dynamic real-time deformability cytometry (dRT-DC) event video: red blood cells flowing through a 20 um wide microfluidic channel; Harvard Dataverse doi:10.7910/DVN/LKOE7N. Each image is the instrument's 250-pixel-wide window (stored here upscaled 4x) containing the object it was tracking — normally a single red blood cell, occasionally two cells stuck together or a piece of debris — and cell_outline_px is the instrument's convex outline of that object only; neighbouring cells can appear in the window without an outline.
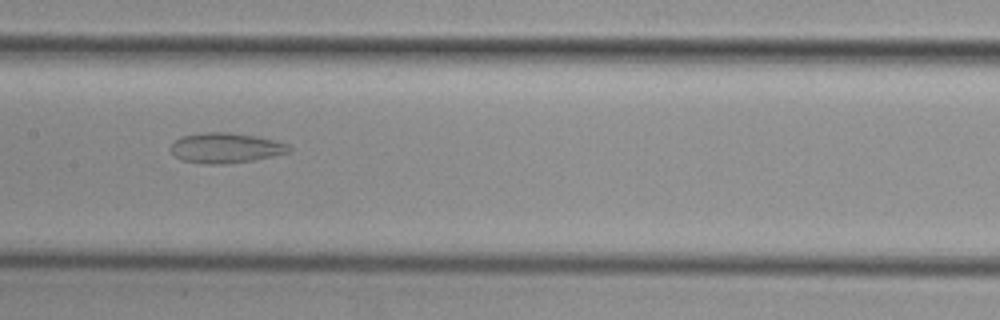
{"species": "common noctule bat (a hibernating species)", "species_latin": "Nyctalus noctula", "temperature_condition": "cold", "stored_images_in_passage": 54, "camera_frame_rate_fps": 3000, "um_per_image_px": 0.085, "animal": {"sex": "female", "body_mass_g": 29.2, "forearm_length_mm": 56.3}, "frame": {"image": 1, "passage_image": 27, "time_ms": 8.667, "image_size_px": [1000, 320], "cell_outline_px": [[292, 148], [288, 152], [272, 156], [252, 160], [224, 164], [208, 164], [180, 160], [168, 148], [180, 136], [204, 132], [228, 132], [256, 136], [288, 144]], "centroid_in_image_um": [19.14, 12.57], "position_along_channel_um": 188.3, "area_um2": 20.69}}
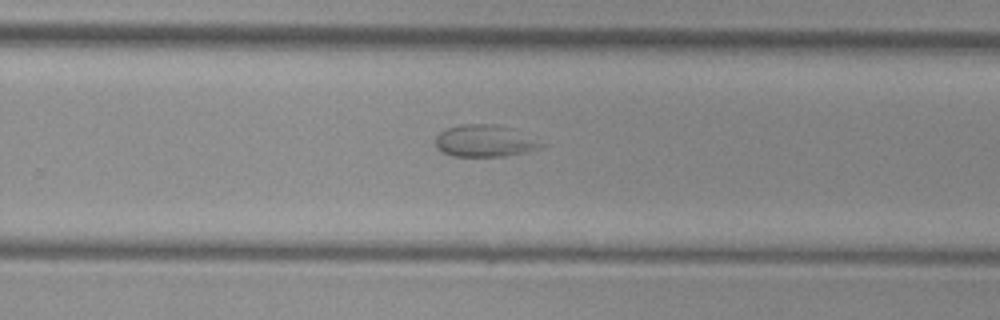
{"frame": {"image": 2, "passage_image": 35, "time_ms": 11.333, "image_size_px": [1000, 320], "cell_outline_px": [[548, 144], [540, 148], [528, 152], [504, 156], [452, 156], [436, 148], [436, 136], [444, 128], [460, 124], [496, 124], [512, 128]], "centroid_in_image_um": [41.23, 11.97], "position_along_channel_um": 288.6, "area_um2": 19.94}}
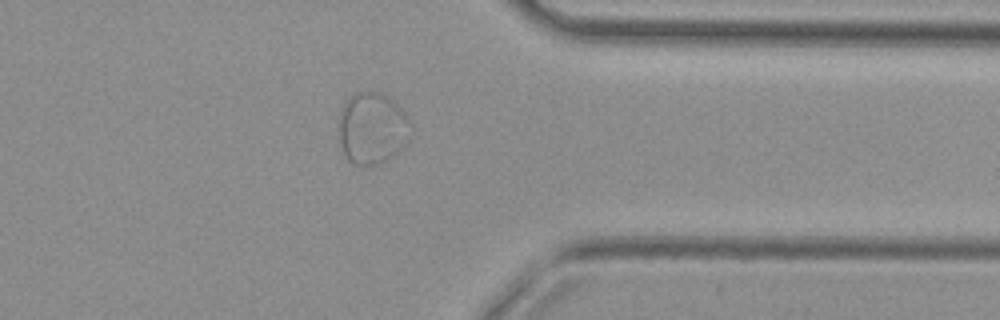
{"frame": {"image": 3, "passage_image": 43, "time_ms": 14.0, "image_size_px": [1000, 320], "cell_outline_px": [[412, 136], [404, 148], [396, 156], [372, 168], [364, 168], [352, 164], [348, 160], [344, 152], [336, 128], [340, 108], [344, 100], [352, 92], [380, 92], [388, 96], [408, 116], [412, 124]], "centroid_in_image_um": [31.64, 10.94], "position_along_channel_um": 379.8, "area_um2": 31.67}}